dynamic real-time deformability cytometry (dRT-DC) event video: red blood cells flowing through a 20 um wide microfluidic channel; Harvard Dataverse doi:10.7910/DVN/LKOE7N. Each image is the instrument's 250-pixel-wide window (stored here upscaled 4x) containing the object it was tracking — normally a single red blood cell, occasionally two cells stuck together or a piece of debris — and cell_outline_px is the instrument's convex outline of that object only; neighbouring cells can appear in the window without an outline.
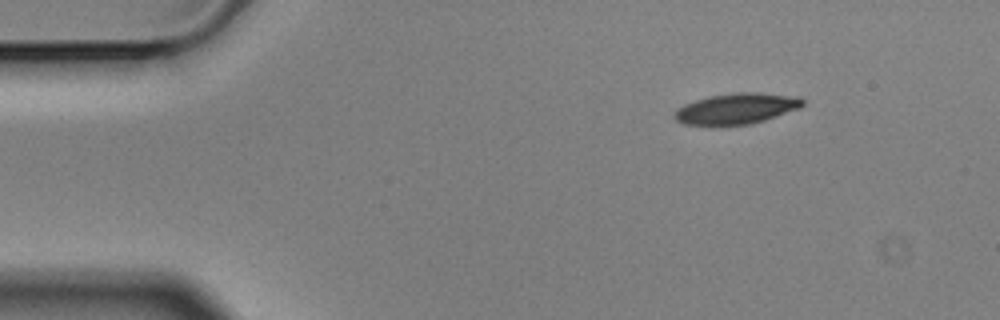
{"species": "Egyptian fruit bat (a non-hibernating species)", "species_latin": "Rousettus aegyptiacus", "temperature_condition": "cold", "stored_images_in_passage": 3, "camera_frame_rate_fps": 3000, "um_per_image_px": 0.085, "animal": {"sex": "male"}, "frame": {"image": 1, "passage_image": 1, "time_ms": 0.0, "image_size_px": [1000, 320], "cell_outline_px": [[804, 104], [800, 108], [752, 124], [720, 128], [712, 128], [684, 124], [676, 120], [672, 116], [676, 108], [684, 104], [696, 100], [712, 96], [736, 92], [756, 92], [800, 96], [804, 100]], "centroid_in_image_um": [62.55, 9.28], "position_along_channel_um": 22.4, "area_um2": 23.93}}